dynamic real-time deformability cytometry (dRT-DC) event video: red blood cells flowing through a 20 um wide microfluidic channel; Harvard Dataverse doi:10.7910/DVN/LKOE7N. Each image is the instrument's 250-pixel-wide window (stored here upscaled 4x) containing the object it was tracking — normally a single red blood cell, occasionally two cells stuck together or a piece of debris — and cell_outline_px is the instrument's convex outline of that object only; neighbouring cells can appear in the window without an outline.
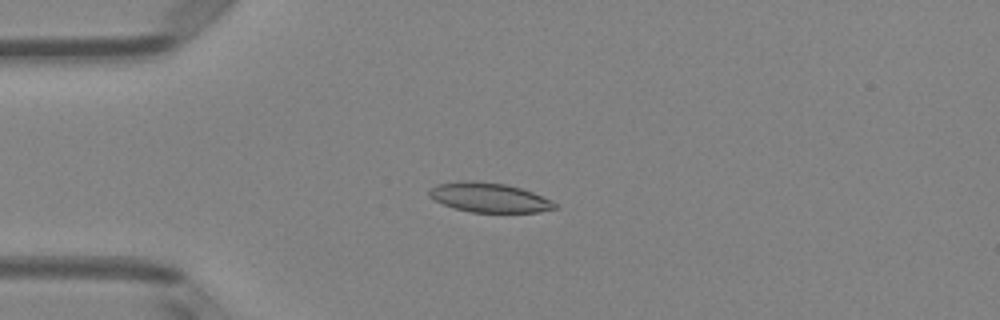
{"species": "Egyptian fruit bat (a non-hibernating species)", "species_latin": "Rousettus aegyptiacus", "temperature_condition": "room temperature", "stored_images_in_passage": 50, "camera_frame_rate_fps": 3000, "um_per_image_px": 0.085, "animal": {"sex": "female"}, "frame": {"image": 1, "passage_image": 13, "time_ms": 4.0, "image_size_px": [1000, 320], "cell_outline_px": [[556, 208], [540, 212], [472, 212], [452, 208], [428, 196], [428, 192], [436, 184], [460, 180], [476, 180], [504, 184], [520, 188], [532, 192], [552, 200], [556, 204]], "centroid_in_image_um": [41.56, 16.78], "position_along_channel_um": 43.4, "area_um2": 21.62}}
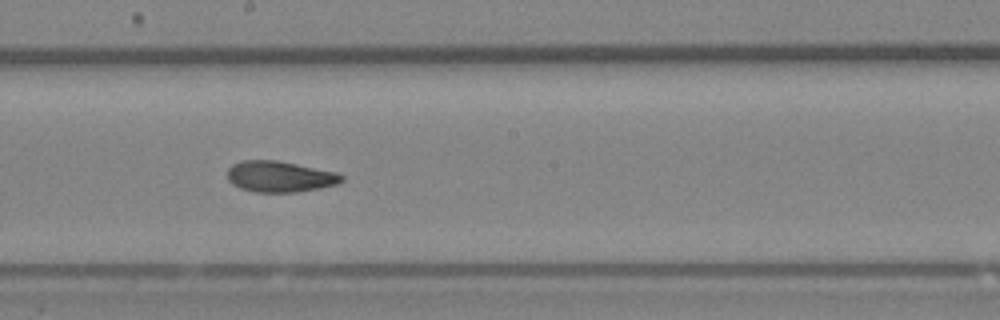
{"frame": {"image": 2, "passage_image": 28, "time_ms": 9.0, "image_size_px": [1000, 320], "cell_outline_px": [[344, 180], [336, 184], [320, 188], [296, 192], [256, 192], [240, 188], [232, 184], [228, 180], [228, 168], [232, 164], [240, 160], [276, 160], [336, 172], [344, 176]], "centroid_in_image_um": [23.76, 15.01], "position_along_channel_um": 224.4, "area_um2": 20.63}}
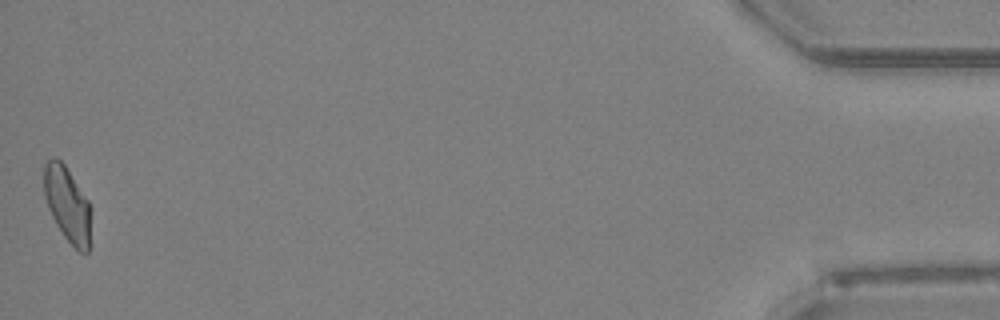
{"frame": {"image": 3, "passage_image": 50, "time_ms": 16.333, "image_size_px": [1000, 320], "cell_outline_px": [[92, 208], [88, 252], [80, 252], [64, 236], [56, 224], [48, 208], [44, 196], [44, 164], [52, 156], [56, 156], [64, 164], [88, 200]], "centroid_in_image_um": [5.73, 17.34], "position_along_channel_um": 429.5, "area_um2": 20.58}, "authors_computed_cell_mechanics": {"area_um2": 20.8369, "velocity_mm_per_s": 4.0685, "shape_relaxation_time_tau1_ms": 8.6474, "shape_relaxation_time_tau2_ms": 3.6601, "deformation_change_tau1": 0.2049, "deformation_change_tau2": 0.0997}}